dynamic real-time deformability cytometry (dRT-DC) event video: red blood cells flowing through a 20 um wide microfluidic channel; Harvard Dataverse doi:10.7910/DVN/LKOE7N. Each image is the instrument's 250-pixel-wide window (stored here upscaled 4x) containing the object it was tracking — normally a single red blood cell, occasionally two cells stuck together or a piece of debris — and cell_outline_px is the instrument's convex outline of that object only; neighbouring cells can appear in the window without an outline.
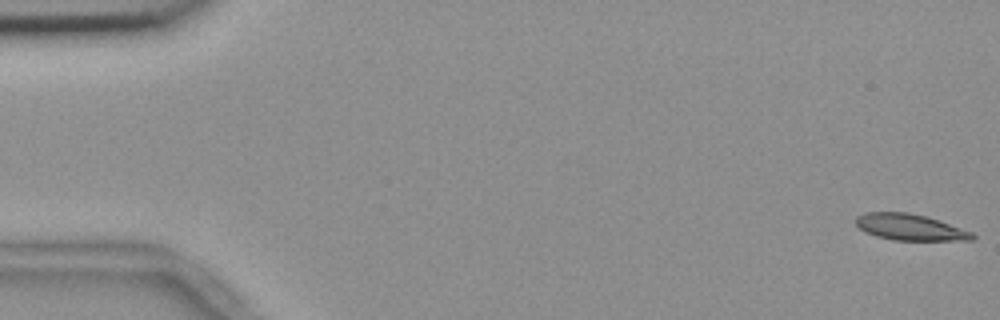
{"species": "common noctule bat (a hibernating species)", "species_latin": "Nyctalus noctula", "temperature_condition": "room temperature", "stored_images_in_passage": 55, "camera_frame_rate_fps": 3000, "um_per_image_px": 0.085, "animal": {"sex": "female", "body_mass_g": 18.4}, "frame": {"image": 1, "passage_image": 1, "time_ms": 0.0, "image_size_px": [1000, 320], "cell_outline_px": [[976, 236], [972, 240], [892, 240], [876, 236], [864, 232], [856, 224], [856, 216], [864, 212], [908, 212], [924, 216], [972, 232]], "centroid_in_image_um": [77.29, 19.31], "position_along_channel_um": 7.7, "area_um2": 17.63}}
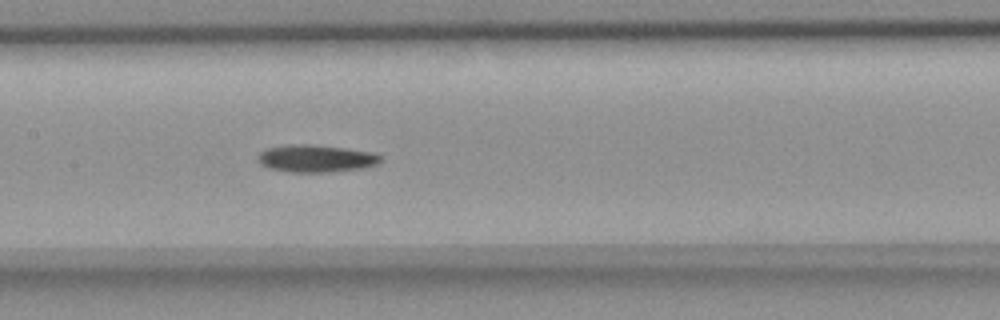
{"frame": {"image": 2, "passage_image": 27, "time_ms": 8.667, "image_size_px": [1000, 320], "cell_outline_px": [[384, 160], [380, 164], [364, 168], [332, 172], [288, 172], [272, 168], [260, 164], [256, 160], [260, 152], [268, 148], [288, 144], [312, 144], [376, 152], [384, 156]], "centroid_in_image_um": [26.95, 13.47], "position_along_channel_um": 180.4, "area_um2": 20.0}}
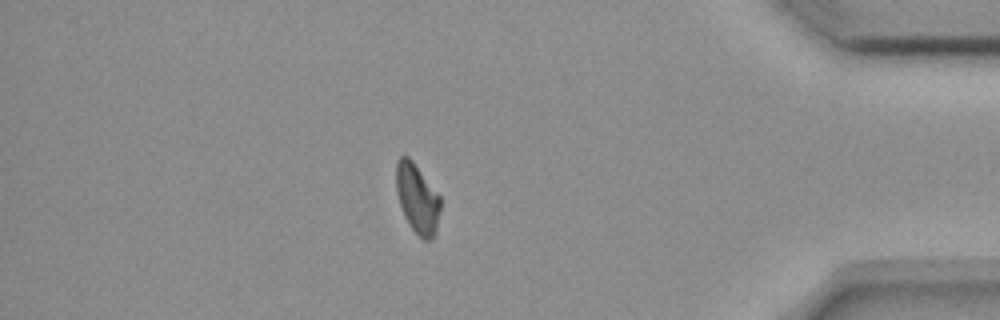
{"frame": {"image": 3, "passage_image": 48, "time_ms": 15.667, "image_size_px": [1000, 320], "cell_outline_px": [[440, 208], [436, 232], [432, 240], [424, 240], [408, 224], [404, 216], [396, 192], [396, 160], [400, 156], [408, 156], [412, 160], [440, 196]], "centroid_in_image_um": [35.46, 16.87], "position_along_channel_um": 399.7, "area_um2": 17.86}, "authors_computed_cell_mechanics": {"area_um2": 18.7272, "velocity_mm_per_s": 3.6727, "shape_relaxation_time_tau1_ms": 5.9044, "shape_relaxation_time_tau2_ms": null, "deformation_change_tau1": 0.1283, "deformation_change_tau2": null}}